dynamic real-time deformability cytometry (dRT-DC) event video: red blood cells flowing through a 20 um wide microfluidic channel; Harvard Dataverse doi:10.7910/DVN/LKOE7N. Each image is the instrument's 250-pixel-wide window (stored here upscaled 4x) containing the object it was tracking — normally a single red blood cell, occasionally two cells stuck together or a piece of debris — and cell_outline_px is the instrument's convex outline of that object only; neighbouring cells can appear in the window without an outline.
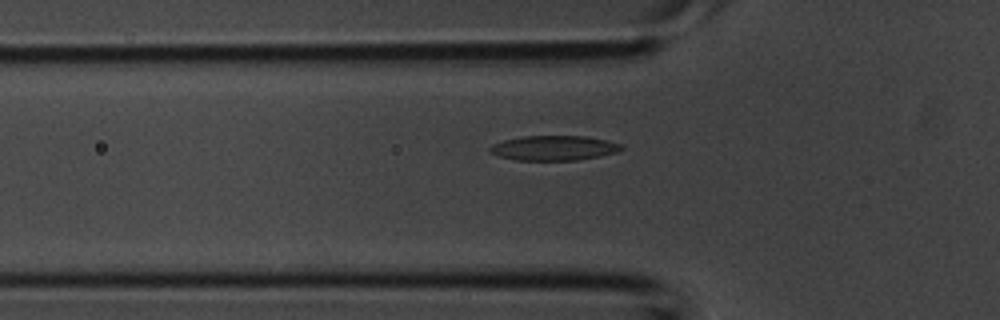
{"species": "common noctule bat (a hibernating species)", "species_latin": "Nyctalus noctula", "temperature_condition": "room temperature", "stored_images_in_passage": 34, "camera_frame_rate_fps": 3000, "um_per_image_px": 0.085, "animal": {"sex": "male", "body_mass_g": 20.1, "forearm_length_mm": 53.5}, "frame": {"image": 1, "passage_image": 8, "time_ms": 2.333, "image_size_px": [1000, 320], "cell_outline_px": [[624, 148], [616, 152], [600, 156], [576, 160], [516, 160], [496, 156], [488, 152], [488, 148], [492, 144], [504, 140], [524, 136], [584, 136], [604, 140], [620, 144]], "centroid_in_image_um": [47.01, 12.58], "position_along_channel_um": 78.8, "area_um2": 18.96}}
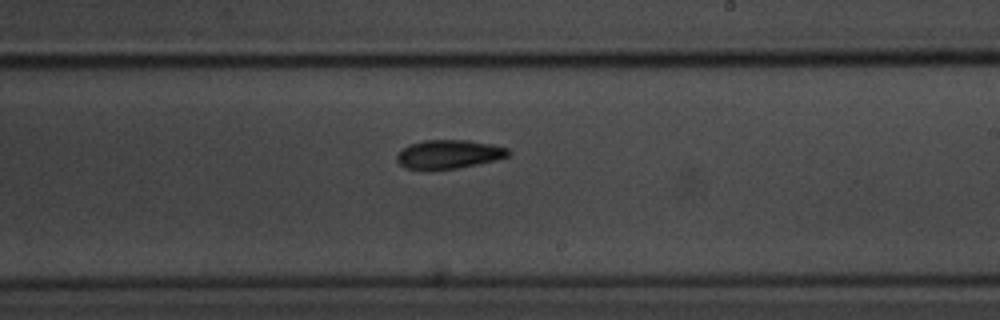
{"frame": {"image": 2, "passage_image": 18, "time_ms": 5.667, "image_size_px": [1000, 320], "cell_outline_px": [[512, 152], [508, 156], [476, 164], [456, 168], [404, 168], [396, 160], [396, 156], [408, 144], [424, 140], [464, 140], [492, 144], [508, 148]], "centroid_in_image_um": [38.15, 13.08], "position_along_channel_um": 250.9, "area_um2": 18.21}}
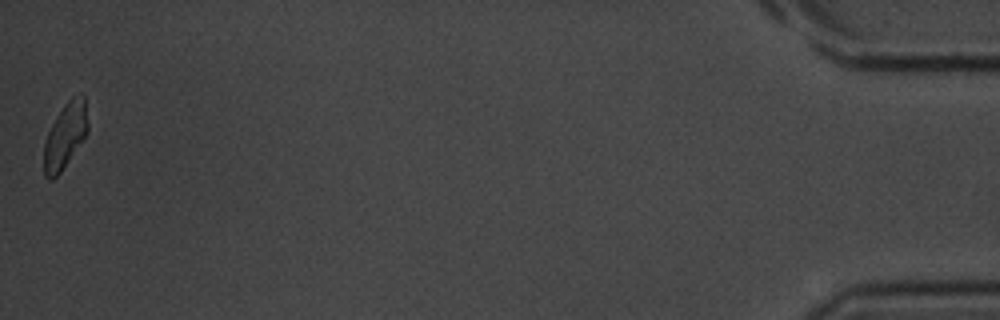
{"frame": {"image": 3, "passage_image": 34, "time_ms": 11.0, "image_size_px": [1000, 320], "cell_outline_px": [[88, 132], [60, 172], [52, 180], [48, 180], [44, 176], [44, 144], [48, 132], [56, 116], [64, 104], [72, 96], [80, 92], [84, 92], [88, 124]], "centroid_in_image_um": [5.55, 11.48], "position_along_channel_um": 429.7, "area_um2": 16.76}}